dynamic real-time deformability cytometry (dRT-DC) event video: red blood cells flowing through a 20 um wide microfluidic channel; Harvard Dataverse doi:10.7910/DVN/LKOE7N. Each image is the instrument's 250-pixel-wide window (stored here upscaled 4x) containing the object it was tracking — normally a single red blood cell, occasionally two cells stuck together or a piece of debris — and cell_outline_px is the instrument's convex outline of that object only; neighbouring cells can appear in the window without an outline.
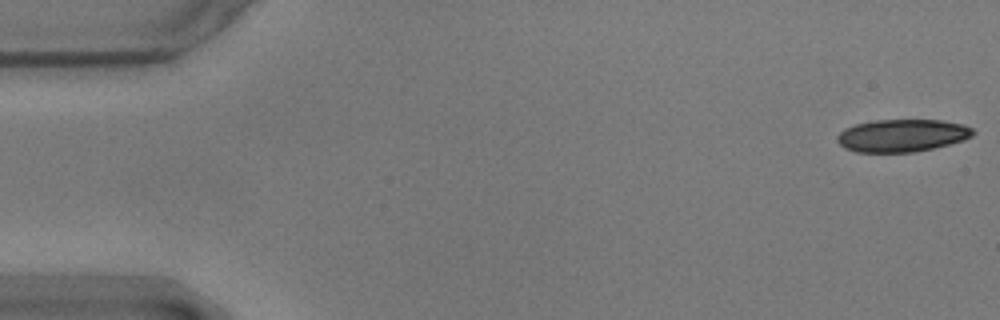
{"species": "common noctule bat (a hibernating species)", "species_latin": "Nyctalus noctula", "temperature_condition": "warm", "stored_images_in_passage": 12, "camera_frame_rate_fps": 3000, "um_per_image_px": 0.085, "animal": {"sex": "male", "body_mass_g": 17.9}, "frame": {"image": 1, "passage_image": 1, "time_ms": 0.0, "image_size_px": [1000, 320], "cell_outline_px": [[976, 132], [972, 136], [964, 140], [932, 148], [912, 152], [856, 152], [844, 148], [836, 140], [836, 136], [844, 128], [856, 124], [872, 120], [940, 120], [964, 124], [972, 128]], "centroid_in_image_um": [76.66, 11.51], "position_along_channel_um": 8.3, "area_um2": 25.84}}